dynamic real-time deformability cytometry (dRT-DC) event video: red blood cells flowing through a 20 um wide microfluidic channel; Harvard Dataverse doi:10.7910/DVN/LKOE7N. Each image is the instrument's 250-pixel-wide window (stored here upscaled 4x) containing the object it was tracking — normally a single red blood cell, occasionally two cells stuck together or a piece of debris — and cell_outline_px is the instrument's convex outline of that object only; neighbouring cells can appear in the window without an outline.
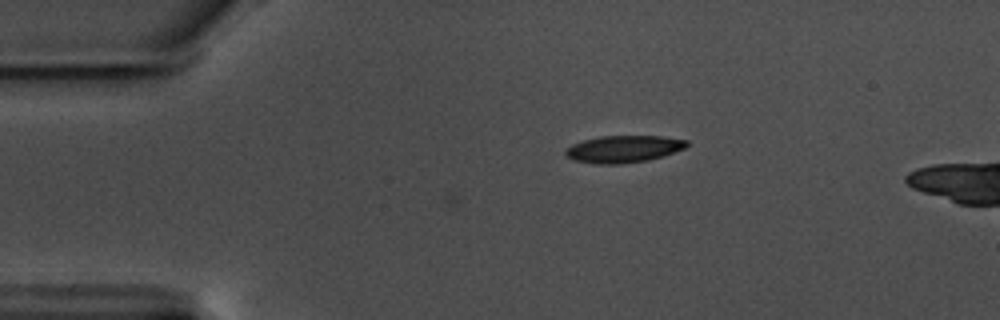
{"species": "common noctule bat (a hibernating species)", "species_latin": "Nyctalus noctula", "temperature_condition": "warm", "stored_images_in_passage": 3, "camera_frame_rate_fps": 3000, "um_per_image_px": 0.085, "animal": {"sex": "male", "body_mass_g": 17.5, "forearm_length_mm": 52.3}, "frame": {"image": 1, "passage_image": 1, "time_ms": 0.0, "image_size_px": [1000, 320], "cell_outline_px": [[688, 144], [684, 148], [648, 160], [620, 164], [596, 164], [576, 160], [564, 156], [564, 152], [572, 144], [584, 140], [600, 136], [664, 136], [688, 140]], "centroid_in_image_um": [52.98, 12.66], "position_along_channel_um": 32.0, "area_um2": 18.96}}